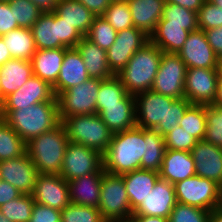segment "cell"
<instances>
[{
    "instance_id": "cell-1",
    "label": "cell",
    "mask_w": 222,
    "mask_h": 222,
    "mask_svg": "<svg viewBox=\"0 0 222 222\" xmlns=\"http://www.w3.org/2000/svg\"><path fill=\"white\" fill-rule=\"evenodd\" d=\"M191 103L184 97L175 99L153 90L135 96L136 125L155 129L161 136L179 125Z\"/></svg>"
},
{
    "instance_id": "cell-2",
    "label": "cell",
    "mask_w": 222,
    "mask_h": 222,
    "mask_svg": "<svg viewBox=\"0 0 222 222\" xmlns=\"http://www.w3.org/2000/svg\"><path fill=\"white\" fill-rule=\"evenodd\" d=\"M145 149L144 128L136 126L113 133L110 145L102 154V168L114 175L140 169Z\"/></svg>"
},
{
    "instance_id": "cell-3",
    "label": "cell",
    "mask_w": 222,
    "mask_h": 222,
    "mask_svg": "<svg viewBox=\"0 0 222 222\" xmlns=\"http://www.w3.org/2000/svg\"><path fill=\"white\" fill-rule=\"evenodd\" d=\"M0 118L10 125L26 143L52 130L61 122L57 97L22 109L0 110Z\"/></svg>"
},
{
    "instance_id": "cell-4",
    "label": "cell",
    "mask_w": 222,
    "mask_h": 222,
    "mask_svg": "<svg viewBox=\"0 0 222 222\" xmlns=\"http://www.w3.org/2000/svg\"><path fill=\"white\" fill-rule=\"evenodd\" d=\"M69 140L62 122L26 143V153L39 174L60 175Z\"/></svg>"
},
{
    "instance_id": "cell-5",
    "label": "cell",
    "mask_w": 222,
    "mask_h": 222,
    "mask_svg": "<svg viewBox=\"0 0 222 222\" xmlns=\"http://www.w3.org/2000/svg\"><path fill=\"white\" fill-rule=\"evenodd\" d=\"M162 53L149 40L134 53L127 65L116 74L128 94L136 96L152 88Z\"/></svg>"
},
{
    "instance_id": "cell-6",
    "label": "cell",
    "mask_w": 222,
    "mask_h": 222,
    "mask_svg": "<svg viewBox=\"0 0 222 222\" xmlns=\"http://www.w3.org/2000/svg\"><path fill=\"white\" fill-rule=\"evenodd\" d=\"M70 142L81 144L103 154L113 133L96 114L74 115L62 121Z\"/></svg>"
},
{
    "instance_id": "cell-7",
    "label": "cell",
    "mask_w": 222,
    "mask_h": 222,
    "mask_svg": "<svg viewBox=\"0 0 222 222\" xmlns=\"http://www.w3.org/2000/svg\"><path fill=\"white\" fill-rule=\"evenodd\" d=\"M98 210L106 222L131 219L133 211L122 175L104 172Z\"/></svg>"
},
{
    "instance_id": "cell-8",
    "label": "cell",
    "mask_w": 222,
    "mask_h": 222,
    "mask_svg": "<svg viewBox=\"0 0 222 222\" xmlns=\"http://www.w3.org/2000/svg\"><path fill=\"white\" fill-rule=\"evenodd\" d=\"M101 79L90 78L62 92L58 97L59 119L74 115L96 114V101Z\"/></svg>"
},
{
    "instance_id": "cell-9",
    "label": "cell",
    "mask_w": 222,
    "mask_h": 222,
    "mask_svg": "<svg viewBox=\"0 0 222 222\" xmlns=\"http://www.w3.org/2000/svg\"><path fill=\"white\" fill-rule=\"evenodd\" d=\"M174 190L178 203L210 212L219 206L220 185L198 175L175 183Z\"/></svg>"
},
{
    "instance_id": "cell-10",
    "label": "cell",
    "mask_w": 222,
    "mask_h": 222,
    "mask_svg": "<svg viewBox=\"0 0 222 222\" xmlns=\"http://www.w3.org/2000/svg\"><path fill=\"white\" fill-rule=\"evenodd\" d=\"M186 70L177 54L163 52L151 90L175 99L184 98Z\"/></svg>"
},
{
    "instance_id": "cell-11",
    "label": "cell",
    "mask_w": 222,
    "mask_h": 222,
    "mask_svg": "<svg viewBox=\"0 0 222 222\" xmlns=\"http://www.w3.org/2000/svg\"><path fill=\"white\" fill-rule=\"evenodd\" d=\"M102 167V154L93 148L68 142L60 176L68 181L96 173Z\"/></svg>"
},
{
    "instance_id": "cell-12",
    "label": "cell",
    "mask_w": 222,
    "mask_h": 222,
    "mask_svg": "<svg viewBox=\"0 0 222 222\" xmlns=\"http://www.w3.org/2000/svg\"><path fill=\"white\" fill-rule=\"evenodd\" d=\"M218 69L187 68L184 95L191 104H213L217 97Z\"/></svg>"
},
{
    "instance_id": "cell-13",
    "label": "cell",
    "mask_w": 222,
    "mask_h": 222,
    "mask_svg": "<svg viewBox=\"0 0 222 222\" xmlns=\"http://www.w3.org/2000/svg\"><path fill=\"white\" fill-rule=\"evenodd\" d=\"M148 41L149 36L135 27L117 32L114 44L106 51L112 73L118 74L127 65L134 53Z\"/></svg>"
},
{
    "instance_id": "cell-14",
    "label": "cell",
    "mask_w": 222,
    "mask_h": 222,
    "mask_svg": "<svg viewBox=\"0 0 222 222\" xmlns=\"http://www.w3.org/2000/svg\"><path fill=\"white\" fill-rule=\"evenodd\" d=\"M177 55L187 68L218 69L219 58L209 45L204 30L190 32Z\"/></svg>"
},
{
    "instance_id": "cell-15",
    "label": "cell",
    "mask_w": 222,
    "mask_h": 222,
    "mask_svg": "<svg viewBox=\"0 0 222 222\" xmlns=\"http://www.w3.org/2000/svg\"><path fill=\"white\" fill-rule=\"evenodd\" d=\"M38 175V170L27 153L18 158L0 161V180L10 183L21 194H32Z\"/></svg>"
},
{
    "instance_id": "cell-16",
    "label": "cell",
    "mask_w": 222,
    "mask_h": 222,
    "mask_svg": "<svg viewBox=\"0 0 222 222\" xmlns=\"http://www.w3.org/2000/svg\"><path fill=\"white\" fill-rule=\"evenodd\" d=\"M31 196L35 203L60 211L71 203L68 183L57 174H39Z\"/></svg>"
},
{
    "instance_id": "cell-17",
    "label": "cell",
    "mask_w": 222,
    "mask_h": 222,
    "mask_svg": "<svg viewBox=\"0 0 222 222\" xmlns=\"http://www.w3.org/2000/svg\"><path fill=\"white\" fill-rule=\"evenodd\" d=\"M53 87L33 75L18 90L7 96L0 110H16L55 98Z\"/></svg>"
},
{
    "instance_id": "cell-18",
    "label": "cell",
    "mask_w": 222,
    "mask_h": 222,
    "mask_svg": "<svg viewBox=\"0 0 222 222\" xmlns=\"http://www.w3.org/2000/svg\"><path fill=\"white\" fill-rule=\"evenodd\" d=\"M176 203L174 185L159 178L150 194L132 212V216L169 218Z\"/></svg>"
},
{
    "instance_id": "cell-19",
    "label": "cell",
    "mask_w": 222,
    "mask_h": 222,
    "mask_svg": "<svg viewBox=\"0 0 222 222\" xmlns=\"http://www.w3.org/2000/svg\"><path fill=\"white\" fill-rule=\"evenodd\" d=\"M196 175L222 185V148L199 140L191 150Z\"/></svg>"
},
{
    "instance_id": "cell-20",
    "label": "cell",
    "mask_w": 222,
    "mask_h": 222,
    "mask_svg": "<svg viewBox=\"0 0 222 222\" xmlns=\"http://www.w3.org/2000/svg\"><path fill=\"white\" fill-rule=\"evenodd\" d=\"M90 79L84 61L76 48H65V56L56 83L55 96Z\"/></svg>"
},
{
    "instance_id": "cell-21",
    "label": "cell",
    "mask_w": 222,
    "mask_h": 222,
    "mask_svg": "<svg viewBox=\"0 0 222 222\" xmlns=\"http://www.w3.org/2000/svg\"><path fill=\"white\" fill-rule=\"evenodd\" d=\"M104 170L68 181L70 202L73 204L99 207L101 181Z\"/></svg>"
},
{
    "instance_id": "cell-22",
    "label": "cell",
    "mask_w": 222,
    "mask_h": 222,
    "mask_svg": "<svg viewBox=\"0 0 222 222\" xmlns=\"http://www.w3.org/2000/svg\"><path fill=\"white\" fill-rule=\"evenodd\" d=\"M196 175L191 152L165 150L159 176L171 184Z\"/></svg>"
},
{
    "instance_id": "cell-23",
    "label": "cell",
    "mask_w": 222,
    "mask_h": 222,
    "mask_svg": "<svg viewBox=\"0 0 222 222\" xmlns=\"http://www.w3.org/2000/svg\"><path fill=\"white\" fill-rule=\"evenodd\" d=\"M98 115L112 133L136 127L135 96L129 94L121 104L104 105Z\"/></svg>"
},
{
    "instance_id": "cell-24",
    "label": "cell",
    "mask_w": 222,
    "mask_h": 222,
    "mask_svg": "<svg viewBox=\"0 0 222 222\" xmlns=\"http://www.w3.org/2000/svg\"><path fill=\"white\" fill-rule=\"evenodd\" d=\"M135 28L150 36L162 18L165 0H126Z\"/></svg>"
},
{
    "instance_id": "cell-25",
    "label": "cell",
    "mask_w": 222,
    "mask_h": 222,
    "mask_svg": "<svg viewBox=\"0 0 222 222\" xmlns=\"http://www.w3.org/2000/svg\"><path fill=\"white\" fill-rule=\"evenodd\" d=\"M33 76L30 60L11 58L0 66V97L3 101L7 96L18 90Z\"/></svg>"
},
{
    "instance_id": "cell-26",
    "label": "cell",
    "mask_w": 222,
    "mask_h": 222,
    "mask_svg": "<svg viewBox=\"0 0 222 222\" xmlns=\"http://www.w3.org/2000/svg\"><path fill=\"white\" fill-rule=\"evenodd\" d=\"M122 177L132 211L150 194L155 183L160 178L159 172L146 169H137L122 174Z\"/></svg>"
},
{
    "instance_id": "cell-27",
    "label": "cell",
    "mask_w": 222,
    "mask_h": 222,
    "mask_svg": "<svg viewBox=\"0 0 222 222\" xmlns=\"http://www.w3.org/2000/svg\"><path fill=\"white\" fill-rule=\"evenodd\" d=\"M75 48L80 53L90 78L104 80L114 76L108 64L106 50L86 37H83Z\"/></svg>"
},
{
    "instance_id": "cell-28",
    "label": "cell",
    "mask_w": 222,
    "mask_h": 222,
    "mask_svg": "<svg viewBox=\"0 0 222 222\" xmlns=\"http://www.w3.org/2000/svg\"><path fill=\"white\" fill-rule=\"evenodd\" d=\"M65 48L36 50L31 58L33 75L53 86L59 76Z\"/></svg>"
},
{
    "instance_id": "cell-29",
    "label": "cell",
    "mask_w": 222,
    "mask_h": 222,
    "mask_svg": "<svg viewBox=\"0 0 222 222\" xmlns=\"http://www.w3.org/2000/svg\"><path fill=\"white\" fill-rule=\"evenodd\" d=\"M37 50L66 48L60 42L58 15L55 12L42 13L31 27Z\"/></svg>"
},
{
    "instance_id": "cell-30",
    "label": "cell",
    "mask_w": 222,
    "mask_h": 222,
    "mask_svg": "<svg viewBox=\"0 0 222 222\" xmlns=\"http://www.w3.org/2000/svg\"><path fill=\"white\" fill-rule=\"evenodd\" d=\"M189 34L187 25L157 24L149 40L162 52L177 54Z\"/></svg>"
},
{
    "instance_id": "cell-31",
    "label": "cell",
    "mask_w": 222,
    "mask_h": 222,
    "mask_svg": "<svg viewBox=\"0 0 222 222\" xmlns=\"http://www.w3.org/2000/svg\"><path fill=\"white\" fill-rule=\"evenodd\" d=\"M54 12L62 21L72 25L84 37L90 30V26L96 16L76 0H59Z\"/></svg>"
},
{
    "instance_id": "cell-32",
    "label": "cell",
    "mask_w": 222,
    "mask_h": 222,
    "mask_svg": "<svg viewBox=\"0 0 222 222\" xmlns=\"http://www.w3.org/2000/svg\"><path fill=\"white\" fill-rule=\"evenodd\" d=\"M12 58L31 60L36 52L34 38L31 28H21L11 30L1 36Z\"/></svg>"
},
{
    "instance_id": "cell-33",
    "label": "cell",
    "mask_w": 222,
    "mask_h": 222,
    "mask_svg": "<svg viewBox=\"0 0 222 222\" xmlns=\"http://www.w3.org/2000/svg\"><path fill=\"white\" fill-rule=\"evenodd\" d=\"M144 140L146 143L145 155L142 157L140 169L160 171L165 153L164 137L155 129L144 128Z\"/></svg>"
},
{
    "instance_id": "cell-34",
    "label": "cell",
    "mask_w": 222,
    "mask_h": 222,
    "mask_svg": "<svg viewBox=\"0 0 222 222\" xmlns=\"http://www.w3.org/2000/svg\"><path fill=\"white\" fill-rule=\"evenodd\" d=\"M26 153V142L0 118V161L18 158Z\"/></svg>"
},
{
    "instance_id": "cell-35",
    "label": "cell",
    "mask_w": 222,
    "mask_h": 222,
    "mask_svg": "<svg viewBox=\"0 0 222 222\" xmlns=\"http://www.w3.org/2000/svg\"><path fill=\"white\" fill-rule=\"evenodd\" d=\"M128 95L125 87L116 75L102 80L97 95L96 113L99 114L104 109V105L121 104Z\"/></svg>"
},
{
    "instance_id": "cell-36",
    "label": "cell",
    "mask_w": 222,
    "mask_h": 222,
    "mask_svg": "<svg viewBox=\"0 0 222 222\" xmlns=\"http://www.w3.org/2000/svg\"><path fill=\"white\" fill-rule=\"evenodd\" d=\"M206 112L204 104H191L182 119L179 121V126L190 136H193L198 141L204 140L206 134Z\"/></svg>"
},
{
    "instance_id": "cell-37",
    "label": "cell",
    "mask_w": 222,
    "mask_h": 222,
    "mask_svg": "<svg viewBox=\"0 0 222 222\" xmlns=\"http://www.w3.org/2000/svg\"><path fill=\"white\" fill-rule=\"evenodd\" d=\"M158 24L187 25V31L198 29L197 13L173 3H165L163 15Z\"/></svg>"
},
{
    "instance_id": "cell-38",
    "label": "cell",
    "mask_w": 222,
    "mask_h": 222,
    "mask_svg": "<svg viewBox=\"0 0 222 222\" xmlns=\"http://www.w3.org/2000/svg\"><path fill=\"white\" fill-rule=\"evenodd\" d=\"M35 201L31 195L21 194L0 207L1 213L11 222H29Z\"/></svg>"
},
{
    "instance_id": "cell-39",
    "label": "cell",
    "mask_w": 222,
    "mask_h": 222,
    "mask_svg": "<svg viewBox=\"0 0 222 222\" xmlns=\"http://www.w3.org/2000/svg\"><path fill=\"white\" fill-rule=\"evenodd\" d=\"M116 35L117 31L101 15L95 16L85 37L107 51L114 44Z\"/></svg>"
},
{
    "instance_id": "cell-40",
    "label": "cell",
    "mask_w": 222,
    "mask_h": 222,
    "mask_svg": "<svg viewBox=\"0 0 222 222\" xmlns=\"http://www.w3.org/2000/svg\"><path fill=\"white\" fill-rule=\"evenodd\" d=\"M102 16L117 32L134 27L127 1H111Z\"/></svg>"
},
{
    "instance_id": "cell-41",
    "label": "cell",
    "mask_w": 222,
    "mask_h": 222,
    "mask_svg": "<svg viewBox=\"0 0 222 222\" xmlns=\"http://www.w3.org/2000/svg\"><path fill=\"white\" fill-rule=\"evenodd\" d=\"M206 134L204 140L222 148V107L213 104L205 105Z\"/></svg>"
},
{
    "instance_id": "cell-42",
    "label": "cell",
    "mask_w": 222,
    "mask_h": 222,
    "mask_svg": "<svg viewBox=\"0 0 222 222\" xmlns=\"http://www.w3.org/2000/svg\"><path fill=\"white\" fill-rule=\"evenodd\" d=\"M14 10L15 20L21 28H31L43 13L30 0H11L8 2Z\"/></svg>"
},
{
    "instance_id": "cell-43",
    "label": "cell",
    "mask_w": 222,
    "mask_h": 222,
    "mask_svg": "<svg viewBox=\"0 0 222 222\" xmlns=\"http://www.w3.org/2000/svg\"><path fill=\"white\" fill-rule=\"evenodd\" d=\"M61 222H106L98 208L70 203L61 211Z\"/></svg>"
},
{
    "instance_id": "cell-44",
    "label": "cell",
    "mask_w": 222,
    "mask_h": 222,
    "mask_svg": "<svg viewBox=\"0 0 222 222\" xmlns=\"http://www.w3.org/2000/svg\"><path fill=\"white\" fill-rule=\"evenodd\" d=\"M209 215L210 211L177 202L168 219L169 222H207Z\"/></svg>"
},
{
    "instance_id": "cell-45",
    "label": "cell",
    "mask_w": 222,
    "mask_h": 222,
    "mask_svg": "<svg viewBox=\"0 0 222 222\" xmlns=\"http://www.w3.org/2000/svg\"><path fill=\"white\" fill-rule=\"evenodd\" d=\"M166 150L188 151L195 147L198 140L190 136L181 126H176L169 133L163 136Z\"/></svg>"
},
{
    "instance_id": "cell-46",
    "label": "cell",
    "mask_w": 222,
    "mask_h": 222,
    "mask_svg": "<svg viewBox=\"0 0 222 222\" xmlns=\"http://www.w3.org/2000/svg\"><path fill=\"white\" fill-rule=\"evenodd\" d=\"M198 29L208 30L222 26V9L205 0L197 12Z\"/></svg>"
},
{
    "instance_id": "cell-47",
    "label": "cell",
    "mask_w": 222,
    "mask_h": 222,
    "mask_svg": "<svg viewBox=\"0 0 222 222\" xmlns=\"http://www.w3.org/2000/svg\"><path fill=\"white\" fill-rule=\"evenodd\" d=\"M29 222H61V211L35 203Z\"/></svg>"
},
{
    "instance_id": "cell-48",
    "label": "cell",
    "mask_w": 222,
    "mask_h": 222,
    "mask_svg": "<svg viewBox=\"0 0 222 222\" xmlns=\"http://www.w3.org/2000/svg\"><path fill=\"white\" fill-rule=\"evenodd\" d=\"M59 30H60V42L66 48H75V46L84 37L76 28L72 25L62 21L58 16Z\"/></svg>"
},
{
    "instance_id": "cell-49",
    "label": "cell",
    "mask_w": 222,
    "mask_h": 222,
    "mask_svg": "<svg viewBox=\"0 0 222 222\" xmlns=\"http://www.w3.org/2000/svg\"><path fill=\"white\" fill-rule=\"evenodd\" d=\"M18 27L14 10H11L10 4L8 2H0V37Z\"/></svg>"
},
{
    "instance_id": "cell-50",
    "label": "cell",
    "mask_w": 222,
    "mask_h": 222,
    "mask_svg": "<svg viewBox=\"0 0 222 222\" xmlns=\"http://www.w3.org/2000/svg\"><path fill=\"white\" fill-rule=\"evenodd\" d=\"M209 45L212 47L218 58L222 57V26L205 30Z\"/></svg>"
},
{
    "instance_id": "cell-51",
    "label": "cell",
    "mask_w": 222,
    "mask_h": 222,
    "mask_svg": "<svg viewBox=\"0 0 222 222\" xmlns=\"http://www.w3.org/2000/svg\"><path fill=\"white\" fill-rule=\"evenodd\" d=\"M21 193L10 183L0 180V207L5 203L18 198Z\"/></svg>"
},
{
    "instance_id": "cell-52",
    "label": "cell",
    "mask_w": 222,
    "mask_h": 222,
    "mask_svg": "<svg viewBox=\"0 0 222 222\" xmlns=\"http://www.w3.org/2000/svg\"><path fill=\"white\" fill-rule=\"evenodd\" d=\"M89 9L94 15L101 16L109 7L111 0H76Z\"/></svg>"
},
{
    "instance_id": "cell-53",
    "label": "cell",
    "mask_w": 222,
    "mask_h": 222,
    "mask_svg": "<svg viewBox=\"0 0 222 222\" xmlns=\"http://www.w3.org/2000/svg\"><path fill=\"white\" fill-rule=\"evenodd\" d=\"M165 2L180 5L197 13L205 0H165Z\"/></svg>"
},
{
    "instance_id": "cell-54",
    "label": "cell",
    "mask_w": 222,
    "mask_h": 222,
    "mask_svg": "<svg viewBox=\"0 0 222 222\" xmlns=\"http://www.w3.org/2000/svg\"><path fill=\"white\" fill-rule=\"evenodd\" d=\"M34 3L43 13L54 12L58 5L59 0H30Z\"/></svg>"
},
{
    "instance_id": "cell-55",
    "label": "cell",
    "mask_w": 222,
    "mask_h": 222,
    "mask_svg": "<svg viewBox=\"0 0 222 222\" xmlns=\"http://www.w3.org/2000/svg\"><path fill=\"white\" fill-rule=\"evenodd\" d=\"M133 222H169L168 218L152 216H132Z\"/></svg>"
},
{
    "instance_id": "cell-56",
    "label": "cell",
    "mask_w": 222,
    "mask_h": 222,
    "mask_svg": "<svg viewBox=\"0 0 222 222\" xmlns=\"http://www.w3.org/2000/svg\"><path fill=\"white\" fill-rule=\"evenodd\" d=\"M12 57L5 45L3 39L0 37V66H3Z\"/></svg>"
},
{
    "instance_id": "cell-57",
    "label": "cell",
    "mask_w": 222,
    "mask_h": 222,
    "mask_svg": "<svg viewBox=\"0 0 222 222\" xmlns=\"http://www.w3.org/2000/svg\"><path fill=\"white\" fill-rule=\"evenodd\" d=\"M209 220L211 222H222V210L216 208L210 212Z\"/></svg>"
},
{
    "instance_id": "cell-58",
    "label": "cell",
    "mask_w": 222,
    "mask_h": 222,
    "mask_svg": "<svg viewBox=\"0 0 222 222\" xmlns=\"http://www.w3.org/2000/svg\"><path fill=\"white\" fill-rule=\"evenodd\" d=\"M214 104L222 107V79L218 80L217 97Z\"/></svg>"
},
{
    "instance_id": "cell-59",
    "label": "cell",
    "mask_w": 222,
    "mask_h": 222,
    "mask_svg": "<svg viewBox=\"0 0 222 222\" xmlns=\"http://www.w3.org/2000/svg\"><path fill=\"white\" fill-rule=\"evenodd\" d=\"M218 73H219V79H222V57L219 58L218 61Z\"/></svg>"
},
{
    "instance_id": "cell-60",
    "label": "cell",
    "mask_w": 222,
    "mask_h": 222,
    "mask_svg": "<svg viewBox=\"0 0 222 222\" xmlns=\"http://www.w3.org/2000/svg\"><path fill=\"white\" fill-rule=\"evenodd\" d=\"M208 1L218 6L219 9H222V0H208Z\"/></svg>"
},
{
    "instance_id": "cell-61",
    "label": "cell",
    "mask_w": 222,
    "mask_h": 222,
    "mask_svg": "<svg viewBox=\"0 0 222 222\" xmlns=\"http://www.w3.org/2000/svg\"><path fill=\"white\" fill-rule=\"evenodd\" d=\"M0 222H11L7 217H5L0 211Z\"/></svg>"
},
{
    "instance_id": "cell-62",
    "label": "cell",
    "mask_w": 222,
    "mask_h": 222,
    "mask_svg": "<svg viewBox=\"0 0 222 222\" xmlns=\"http://www.w3.org/2000/svg\"><path fill=\"white\" fill-rule=\"evenodd\" d=\"M218 208L222 210V185L220 186V199Z\"/></svg>"
},
{
    "instance_id": "cell-63",
    "label": "cell",
    "mask_w": 222,
    "mask_h": 222,
    "mask_svg": "<svg viewBox=\"0 0 222 222\" xmlns=\"http://www.w3.org/2000/svg\"><path fill=\"white\" fill-rule=\"evenodd\" d=\"M113 222H133V221L130 219V220L113 221Z\"/></svg>"
},
{
    "instance_id": "cell-64",
    "label": "cell",
    "mask_w": 222,
    "mask_h": 222,
    "mask_svg": "<svg viewBox=\"0 0 222 222\" xmlns=\"http://www.w3.org/2000/svg\"><path fill=\"white\" fill-rule=\"evenodd\" d=\"M11 0H0V2H9Z\"/></svg>"
},
{
    "instance_id": "cell-65",
    "label": "cell",
    "mask_w": 222,
    "mask_h": 222,
    "mask_svg": "<svg viewBox=\"0 0 222 222\" xmlns=\"http://www.w3.org/2000/svg\"><path fill=\"white\" fill-rule=\"evenodd\" d=\"M2 103H3V101L1 100V97H0V107H1Z\"/></svg>"
}]
</instances>
